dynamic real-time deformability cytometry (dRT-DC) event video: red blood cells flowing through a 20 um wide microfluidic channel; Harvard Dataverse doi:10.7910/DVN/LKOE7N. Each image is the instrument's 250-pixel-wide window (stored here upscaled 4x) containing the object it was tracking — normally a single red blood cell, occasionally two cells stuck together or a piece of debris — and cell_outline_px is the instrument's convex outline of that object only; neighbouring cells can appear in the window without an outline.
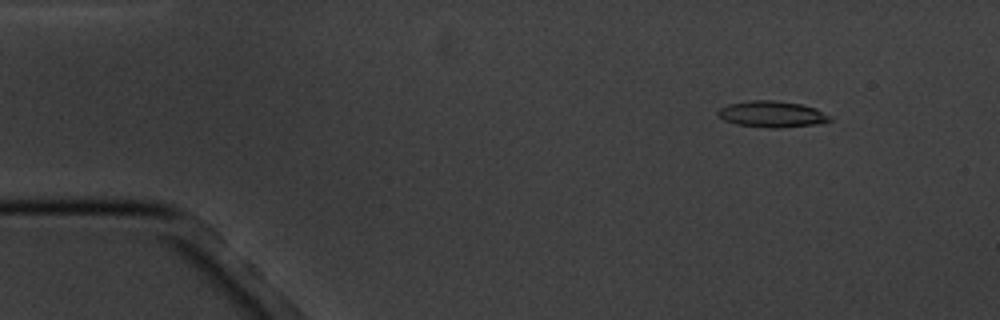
{"species": "common noctule bat (a hibernating species)", "species_latin": "Nyctalus noctula", "temperature_condition": "cold", "stored_images_in_passage": 5, "camera_frame_rate_fps": 3000, "um_per_image_px": 0.085, "animal": {"sex": "male", "body_mass_g": 20.1, "forearm_length_mm": 53.5}, "frame": {"image": 1, "passage_image": 2, "time_ms": 1.0, "image_size_px": [1000, 320], "cell_outline_px": [[832, 120], [816, 124], [780, 128], [772, 128], [736, 124], [724, 120], [716, 112], [720, 108], [728, 104], [748, 100], [772, 100], [800, 104], [816, 108], [832, 116]], "centroid_in_image_um": [65.63, 9.7], "position_along_channel_um": 19.4, "area_um2": 17.11}}
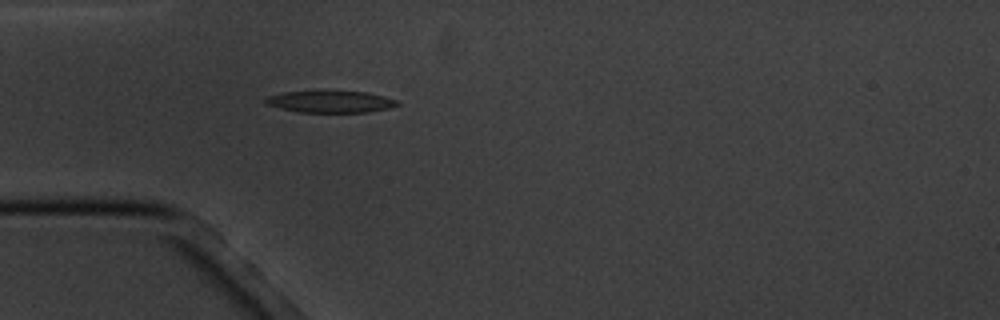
{"frame": {"image": 2, "passage_image": 5, "time_ms": 4.333, "image_size_px": [1000, 320], "cell_outline_px": [[400, 104], [388, 108], [368, 112], [300, 112], [280, 108], [268, 104], [264, 100], [268, 96], [284, 92], [368, 92], [384, 96], [396, 100]], "centroid_in_image_um": [28.12, 8.65], "position_along_channel_um": 56.9, "area_um2": 16.3}}